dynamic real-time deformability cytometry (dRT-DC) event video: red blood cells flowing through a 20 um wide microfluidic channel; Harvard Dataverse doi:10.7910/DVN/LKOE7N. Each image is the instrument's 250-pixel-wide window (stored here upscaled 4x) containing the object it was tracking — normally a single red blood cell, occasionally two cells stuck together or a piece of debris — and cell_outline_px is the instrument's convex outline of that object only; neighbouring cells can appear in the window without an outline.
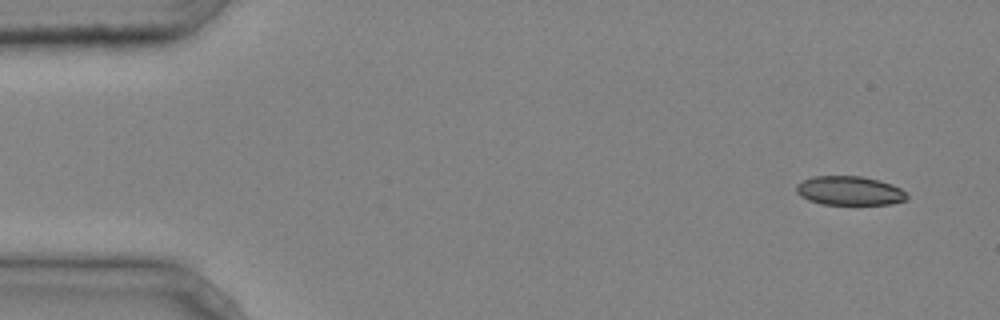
{"species": "common noctule bat (a hibernating species)", "species_latin": "Nyctalus noctula", "temperature_condition": "cold", "stored_images_in_passage": 4, "camera_frame_rate_fps": 3000, "um_per_image_px": 0.085, "animal": {"sex": "male", "body_mass_g": 20.4}, "frame": {"image": 1, "passage_image": 1, "time_ms": 0.0, "image_size_px": [1000, 320], "cell_outline_px": [[908, 200], [892, 204], [820, 204], [808, 200], [800, 196], [796, 192], [796, 184], [812, 176], [860, 176], [880, 180], [892, 184], [900, 188], [908, 196]], "centroid_in_image_um": [72.21, 16.21], "position_along_channel_um": 12.8, "area_um2": 18.84}}
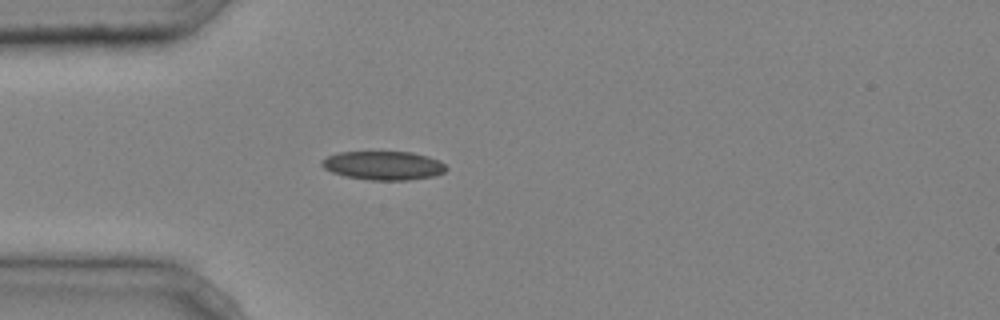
{"frame": {"image": 2, "passage_image": 4, "time_ms": 1.0, "image_size_px": [1000, 320], "cell_outline_px": [[448, 168], [444, 172], [432, 176], [408, 180], [368, 180], [344, 176], [332, 172], [324, 168], [320, 164], [320, 160], [328, 156], [340, 152], [412, 152], [428, 156], [440, 160]], "centroid_in_image_um": [32.58, 14.07], "position_along_channel_um": 52.4, "area_um2": 20.92}}